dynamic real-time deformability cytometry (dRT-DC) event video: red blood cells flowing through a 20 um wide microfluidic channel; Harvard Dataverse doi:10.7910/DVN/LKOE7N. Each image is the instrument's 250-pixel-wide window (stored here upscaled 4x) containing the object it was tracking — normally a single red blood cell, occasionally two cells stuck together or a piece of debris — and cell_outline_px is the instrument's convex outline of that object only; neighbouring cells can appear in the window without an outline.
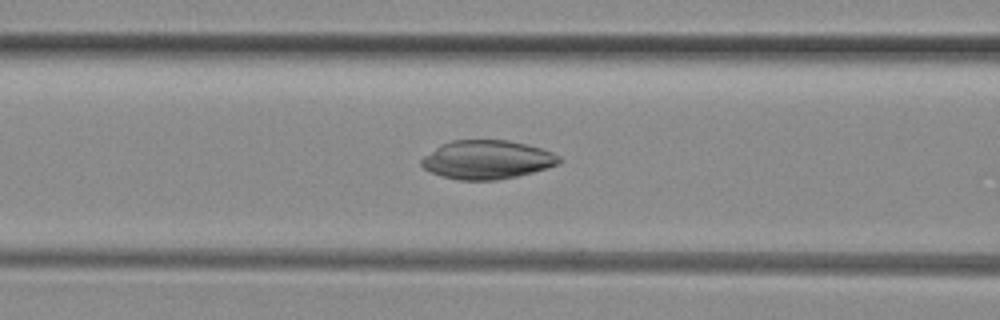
{"species": "common noctule bat (a hibernating species)", "species_latin": "Nyctalus noctula", "temperature_condition": "room temperature", "stored_images_in_passage": 39, "camera_frame_rate_fps": 3000, "um_per_image_px": 0.085, "animal": {"sex": "female", "body_mass_g": 29.2, "forearm_length_mm": 56.3}, "frame": {"image": 1, "passage_image": 9, "time_ms": 2.667, "image_size_px": [1000, 320], "cell_outline_px": [[564, 160], [560, 164], [548, 168], [516, 176], [496, 180], [460, 180], [440, 176], [424, 168], [420, 164], [420, 160], [424, 156], [440, 144], [452, 140], [508, 140], [528, 144], [552, 152], [560, 156]], "centroid_in_image_um": [41.42, 13.57], "position_along_channel_um": 125.2, "area_um2": 31.27}}
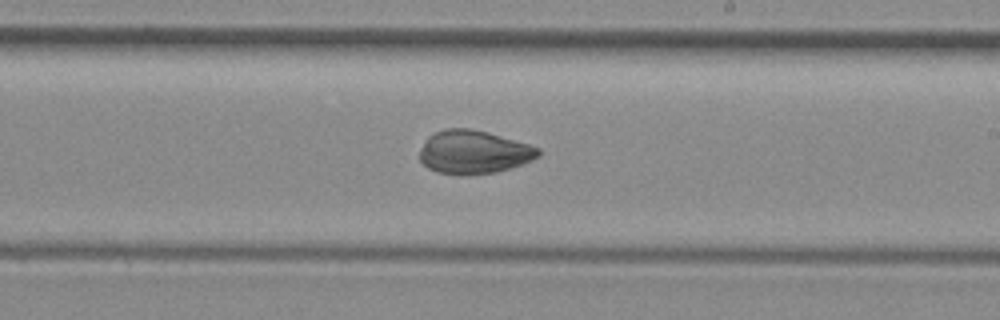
{"frame": {"image": 2, "passage_image": 18, "time_ms": 5.667, "image_size_px": [1000, 320], "cell_outline_px": [[540, 156], [532, 160], [496, 172], [468, 176], [464, 176], [436, 172], [428, 168], [420, 160], [420, 152], [428, 136], [444, 128], [468, 128], [488, 132], [528, 144], [540, 148]], "centroid_in_image_um": [40.25, 12.94], "position_along_channel_um": 248.7, "area_um2": 30.0}}
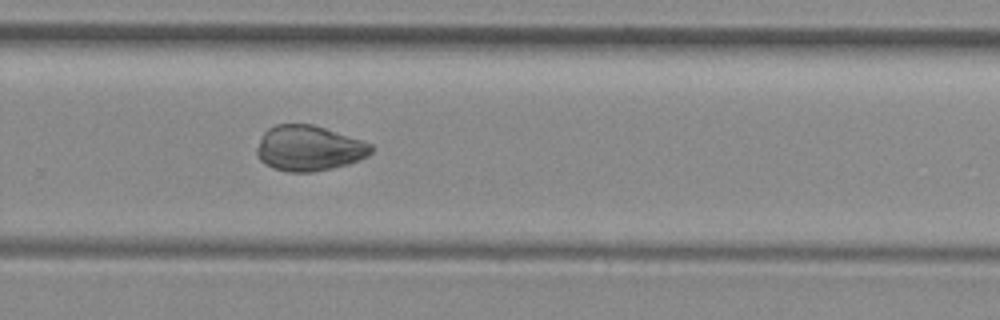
{"frame": {"image": 3, "passage_image": 22, "time_ms": 7.0, "image_size_px": [1000, 320], "cell_outline_px": [[372, 152], [368, 156], [360, 160], [348, 164], [332, 168], [312, 172], [288, 172], [272, 168], [264, 164], [256, 156], [256, 148], [264, 132], [268, 128], [276, 124], [312, 124], [372, 144]], "centroid_in_image_um": [26.23, 12.61], "position_along_channel_um": 303.6, "area_um2": 30.23}}